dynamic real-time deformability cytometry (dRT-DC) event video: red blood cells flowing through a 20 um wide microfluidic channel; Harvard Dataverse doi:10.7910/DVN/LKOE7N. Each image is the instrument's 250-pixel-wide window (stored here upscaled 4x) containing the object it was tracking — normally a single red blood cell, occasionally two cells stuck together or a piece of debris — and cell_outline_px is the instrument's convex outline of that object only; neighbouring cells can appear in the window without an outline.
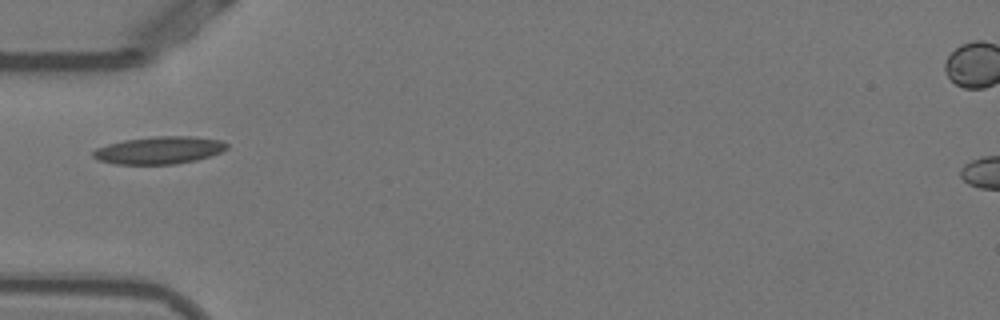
{"species": "Egyptian fruit bat (a non-hibernating species)", "species_latin": "Rousettus aegyptiacus", "temperature_condition": "warm", "stored_images_in_passage": 37, "camera_frame_rate_fps": 3000, "um_per_image_px": 0.085, "animal": {"sex": "female"}, "frame": {"image": 1, "passage_image": 1, "time_ms": 0.0, "image_size_px": [1000, 320], "cell_outline_px": [[228, 148], [220, 152], [196, 160], [176, 164], [116, 164], [100, 160], [92, 156], [92, 152], [96, 148], [108, 144], [124, 140], [152, 136], [192, 136], [220, 140], [228, 144]], "centroid_in_image_um": [13.53, 12.76], "position_along_channel_um": 71.5, "area_um2": 21.33}}
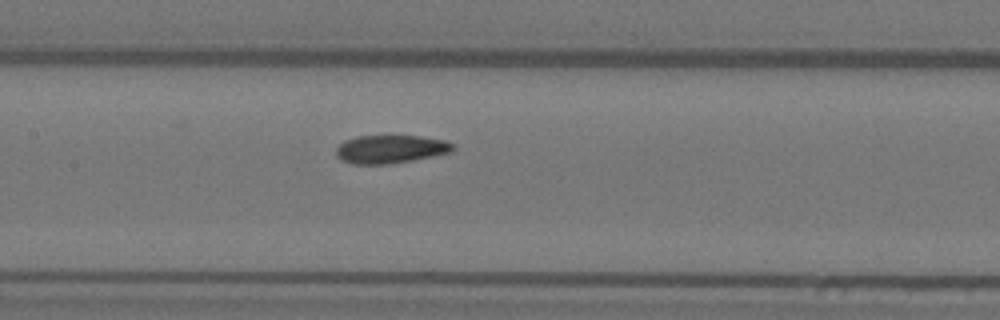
{"frame": {"image": 2, "passage_image": 9, "time_ms": 2.667, "image_size_px": [1000, 320], "cell_outline_px": [[452, 152], [412, 160], [388, 164], [352, 164], [340, 160], [336, 156], [336, 148], [344, 140], [356, 136], [388, 132], [420, 136], [444, 140], [452, 144]], "centroid_in_image_um": [33.12, 12.62], "position_along_channel_um": 174.3, "area_um2": 20.06}}
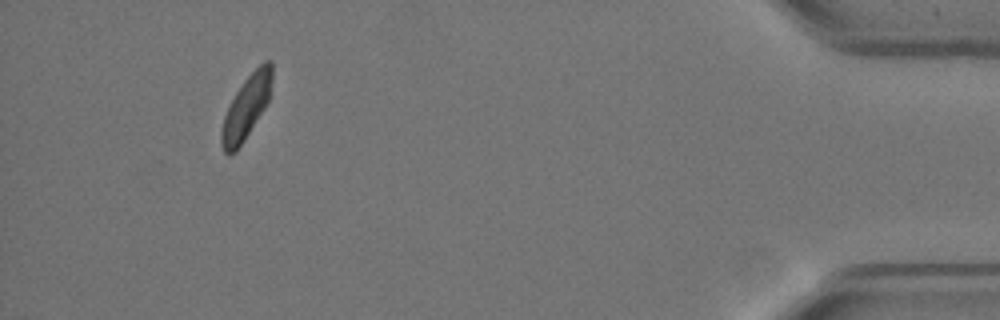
{"frame": {"image": 3, "passage_image": 33, "time_ms": 10.667, "image_size_px": [1000, 320], "cell_outline_px": [[272, 80], [268, 100], [264, 108], [244, 140], [236, 152], [228, 156], [224, 152], [220, 144], [220, 132], [224, 116], [236, 92], [244, 80], [264, 60], [272, 60]], "centroid_in_image_um": [20.91, 9.15], "position_along_channel_um": 414.3, "area_um2": 18.44}, "authors_computed_cell_mechanics": {"area_um2": 19.5364, "velocity_mm_per_s": 3.8138, "shape_relaxation_time_tau1_ms": 4.6945, "shape_relaxation_time_tau2_ms": 1.8116, "deformation_change_tau1": 0.1146, "deformation_change_tau2": 0.0636}}